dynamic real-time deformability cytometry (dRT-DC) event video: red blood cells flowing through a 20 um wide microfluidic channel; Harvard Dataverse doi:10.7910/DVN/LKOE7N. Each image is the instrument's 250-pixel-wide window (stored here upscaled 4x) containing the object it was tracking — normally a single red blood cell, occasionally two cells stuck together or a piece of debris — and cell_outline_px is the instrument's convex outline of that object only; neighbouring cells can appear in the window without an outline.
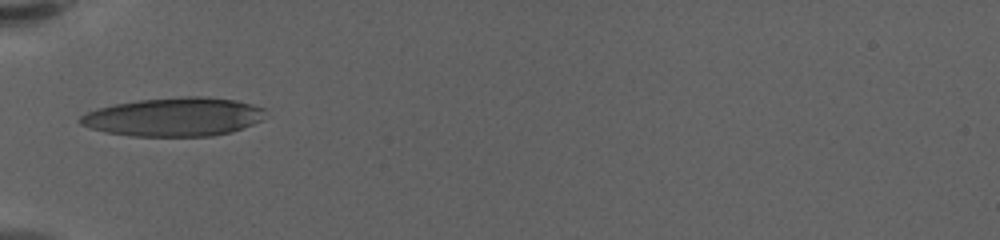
{"species": "human", "species_latin": "Homo sapiens", "temperature_condition": "warm", "stored_images_in_passage": 39, "camera_frame_rate_fps": 3000, "um_per_image_px": 0.085, "donor": {"sex": "female"}, "frame": {"image": 1, "passage_image": 1, "time_ms": 0.0, "image_size_px": [1000, 240], "cell_outline_px": [[264, 108], [260, 120], [252, 124], [232, 132], [212, 136], [132, 136], [104, 132], [88, 128], [80, 124], [76, 120], [80, 116], [96, 108], [116, 104], [140, 100], [180, 96], [208, 96], [236, 100], [252, 104]], "centroid_in_image_um": [14.74, 9.94], "position_along_channel_um": 70.3, "area_um2": 41.85}}
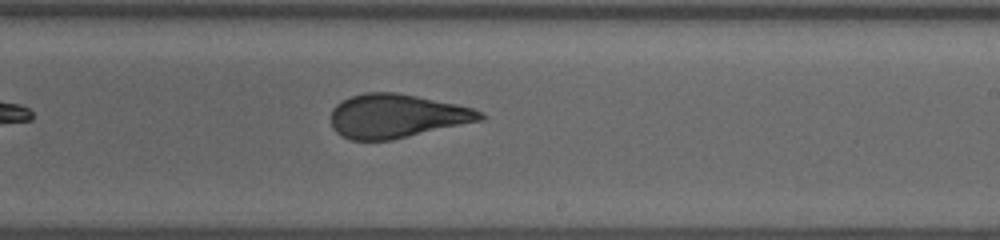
{"frame": {"image": 2, "passage_image": 17, "time_ms": 5.333, "image_size_px": [1000, 240], "cell_outline_px": [[484, 120], [392, 140], [352, 140], [340, 136], [332, 128], [332, 108], [336, 104], [352, 96], [364, 92], [396, 92], [456, 104], [472, 108], [480, 112], [484, 116]], "centroid_in_image_um": [33.7, 9.87], "position_along_channel_um": 255.3, "area_um2": 38.03}}
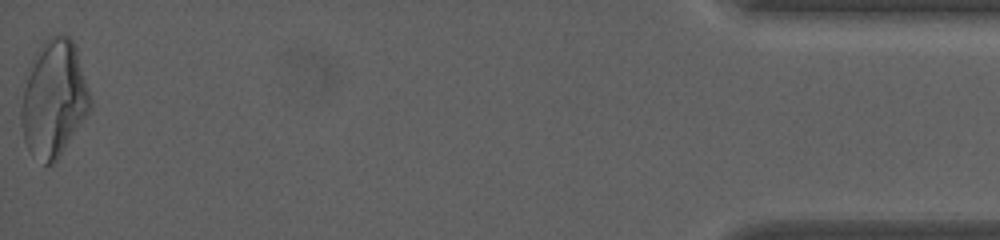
{"frame": {"image": 3, "passage_image": 39, "time_ms": 12.667, "image_size_px": [1000, 240], "cell_outline_px": [[92, 108], [56, 160], [52, 164], [44, 164], [28, 148], [24, 140], [20, 124], [20, 108], [24, 88], [36, 52], [44, 40], [48, 36], [60, 32], [68, 36], [76, 44], [92, 100]], "centroid_in_image_um": [4.6, 8.35], "position_along_channel_um": 430.6, "area_um2": 46.82}, "authors_computed_cell_mechanics": {"area_um2": 39.593, "velocity_mm_per_s": 3.5179, "shape_relaxation_time_tau1_ms": null, "shape_relaxation_time_tau2_ms": 1.2294, "deformation_change_tau1": null, "deformation_change_tau2": 0.1006}}